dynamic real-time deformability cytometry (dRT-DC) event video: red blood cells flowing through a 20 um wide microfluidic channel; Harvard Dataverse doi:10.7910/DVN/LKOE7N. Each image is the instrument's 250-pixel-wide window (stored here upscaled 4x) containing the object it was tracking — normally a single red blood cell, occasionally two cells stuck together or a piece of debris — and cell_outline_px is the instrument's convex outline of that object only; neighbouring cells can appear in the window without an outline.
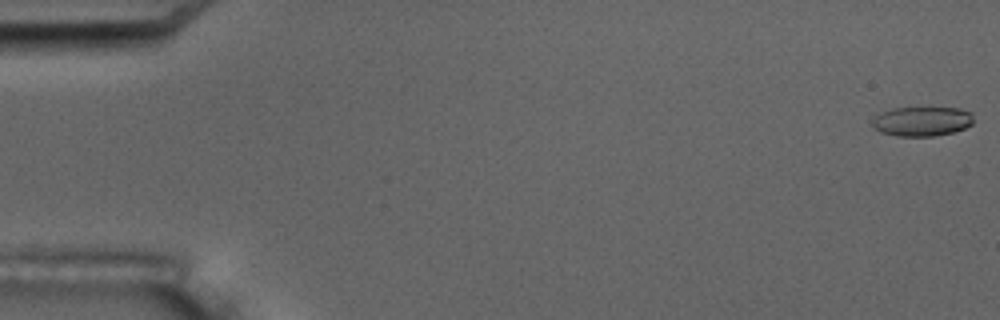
{"species": "common noctule bat (a hibernating species)", "species_latin": "Nyctalus noctula", "temperature_condition": "room temperature", "stored_images_in_passage": 5, "camera_frame_rate_fps": 3000, "um_per_image_px": 0.085, "animal": {"sex": "male", "body_mass_g": 17.5, "forearm_length_mm": 52.3}, "frame": {"image": 1, "passage_image": 1, "time_ms": 0.0, "image_size_px": [1000, 320], "cell_outline_px": [[972, 124], [964, 128], [952, 132], [936, 136], [896, 136], [880, 132], [872, 128], [872, 120], [880, 112], [892, 108], [960, 108], [972, 112]], "centroid_in_image_um": [78.34, 10.31], "position_along_channel_um": 6.7, "area_um2": 17.51}}
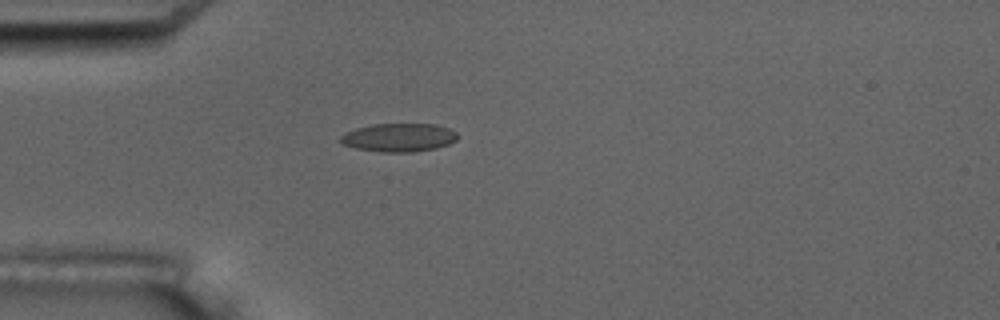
{"frame": {"image": 2, "passage_image": 5, "time_ms": 5.333, "image_size_px": [1000, 320], "cell_outline_px": [[456, 140], [448, 144], [436, 148], [412, 152], [380, 152], [356, 148], [344, 144], [336, 140], [344, 132], [356, 128], [372, 124], [436, 124], [448, 128], [456, 132]], "centroid_in_image_um": [33.85, 11.68], "position_along_channel_um": 51.1, "area_um2": 19.42}}